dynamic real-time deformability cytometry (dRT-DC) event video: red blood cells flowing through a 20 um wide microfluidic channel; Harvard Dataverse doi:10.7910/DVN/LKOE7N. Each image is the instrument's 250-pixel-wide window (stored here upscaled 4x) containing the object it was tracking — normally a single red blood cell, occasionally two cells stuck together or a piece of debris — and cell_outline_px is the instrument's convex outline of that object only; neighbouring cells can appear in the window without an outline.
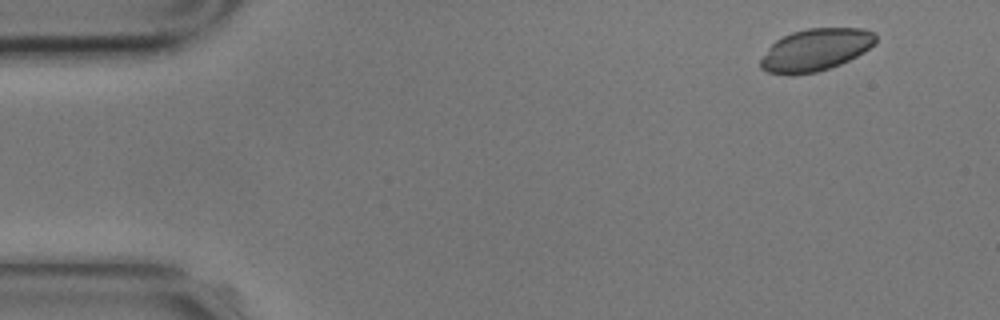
{"species": "common noctule bat (a hibernating species)", "species_latin": "Nyctalus noctula", "temperature_condition": "cold", "stored_images_in_passage": 8, "camera_frame_rate_fps": 3000, "um_per_image_px": 0.085, "animal": {"sex": "male", "body_mass_g": 17.9}, "frame": {"image": 1, "passage_image": 1, "time_ms": 0.0, "image_size_px": [1000, 320], "cell_outline_px": [[876, 44], [864, 52], [840, 64], [816, 72], [796, 76], [788, 76], [768, 72], [760, 68], [760, 60], [768, 48], [776, 40], [792, 32], [808, 28], [864, 28], [876, 32]], "centroid_in_image_um": [69.33, 4.24], "position_along_channel_um": 15.7, "area_um2": 28.61}}
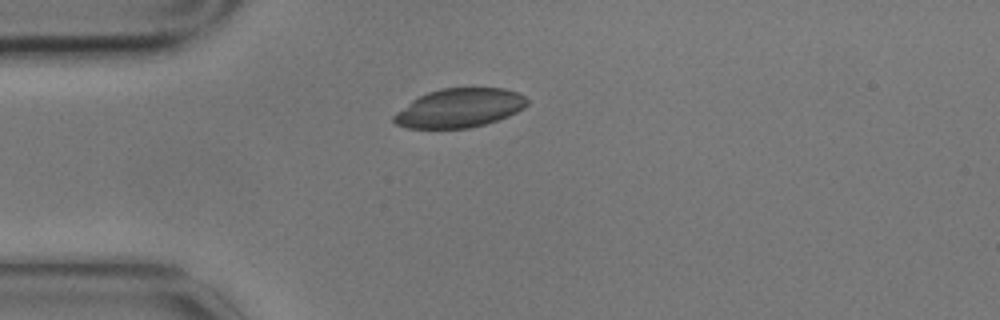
{"frame": {"image": 2, "passage_image": 4, "time_ms": 1.0, "image_size_px": [1000, 320], "cell_outline_px": [[528, 104], [524, 108], [508, 116], [484, 124], [468, 128], [408, 128], [396, 124], [392, 120], [392, 116], [396, 112], [412, 100], [428, 92], [440, 88], [504, 88], [516, 92], [524, 96], [528, 100]], "centroid_in_image_um": [39.04, 9.18], "position_along_channel_um": 46.0, "area_um2": 30.11}}